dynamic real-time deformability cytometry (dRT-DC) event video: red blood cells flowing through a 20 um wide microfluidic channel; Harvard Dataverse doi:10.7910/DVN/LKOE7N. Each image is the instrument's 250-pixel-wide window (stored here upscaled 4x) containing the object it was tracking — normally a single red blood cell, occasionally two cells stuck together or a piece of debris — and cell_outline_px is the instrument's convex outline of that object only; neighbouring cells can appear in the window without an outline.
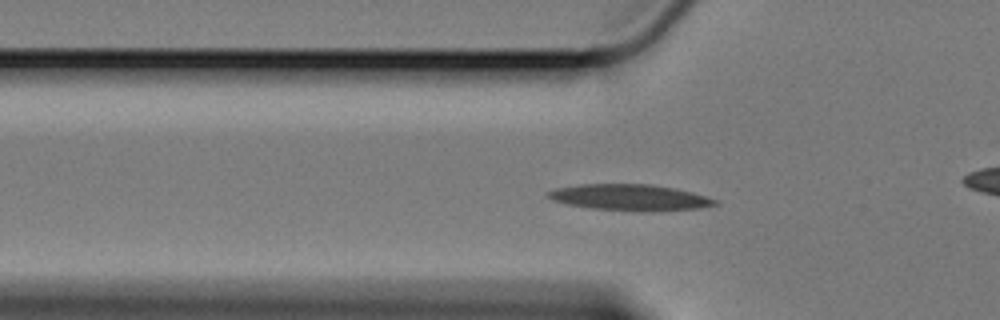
{"species": "Egyptian fruit bat (a non-hibernating species)", "species_latin": "Rousettus aegyptiacus", "temperature_condition": "cold", "stored_images_in_passage": 45, "camera_frame_rate_fps": 3000, "um_per_image_px": 0.085, "animal": {"sex": "female"}, "frame": {"image": 1, "passage_image": 4, "time_ms": 1.0, "image_size_px": [1000, 320], "cell_outline_px": [[720, 204], [700, 208], [656, 212], [632, 212], [592, 208], [568, 204], [552, 200], [548, 196], [548, 192], [556, 188], [580, 184], [648, 184], [676, 188], [692, 192], [720, 200]], "centroid_in_image_um": [53.63, 16.8], "position_along_channel_um": 72.2, "area_um2": 25.89}}
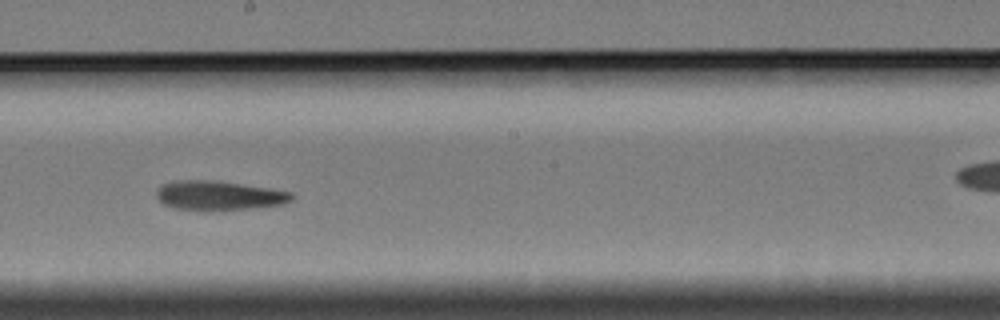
{"frame": {"image": 2, "passage_image": 18, "time_ms": 5.667, "image_size_px": [1000, 320], "cell_outline_px": [[292, 200], [284, 204], [252, 208], [172, 208], [164, 204], [156, 196], [156, 192], [164, 184], [172, 180], [212, 180], [268, 188], [292, 192]], "centroid_in_image_um": [18.61, 16.58], "position_along_channel_um": 229.6, "area_um2": 22.2}}
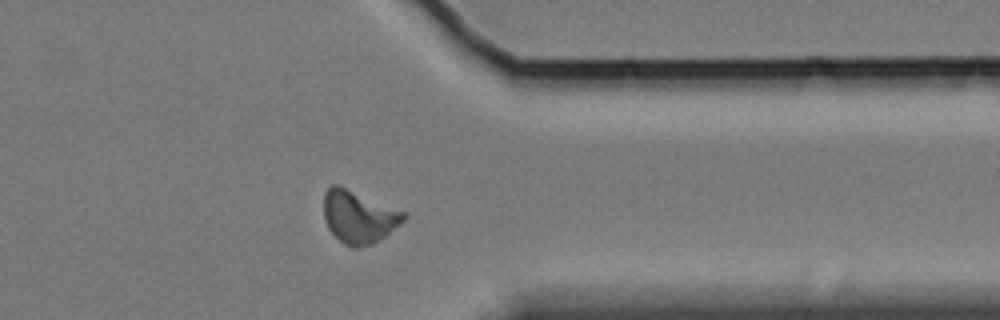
{"frame": {"image": 3, "passage_image": 32, "time_ms": 10.333, "image_size_px": [1000, 320], "cell_outline_px": [[408, 216], [400, 224], [384, 236], [372, 244], [360, 248], [352, 248], [344, 244], [328, 228], [324, 220], [324, 192], [332, 184], [336, 184], [404, 212]], "centroid_in_image_um": [30.46, 18.45], "position_along_channel_um": 380.9, "area_um2": 24.1}, "authors_computed_cell_mechanics": {"area_um2": 23.0044, "velocity_mm_per_s": 3.3613, "shape_relaxation_time_tau1_ms": null, "shape_relaxation_time_tau2_ms": 11.1856, "deformation_change_tau1": null, "deformation_change_tau2": 0.2069}}